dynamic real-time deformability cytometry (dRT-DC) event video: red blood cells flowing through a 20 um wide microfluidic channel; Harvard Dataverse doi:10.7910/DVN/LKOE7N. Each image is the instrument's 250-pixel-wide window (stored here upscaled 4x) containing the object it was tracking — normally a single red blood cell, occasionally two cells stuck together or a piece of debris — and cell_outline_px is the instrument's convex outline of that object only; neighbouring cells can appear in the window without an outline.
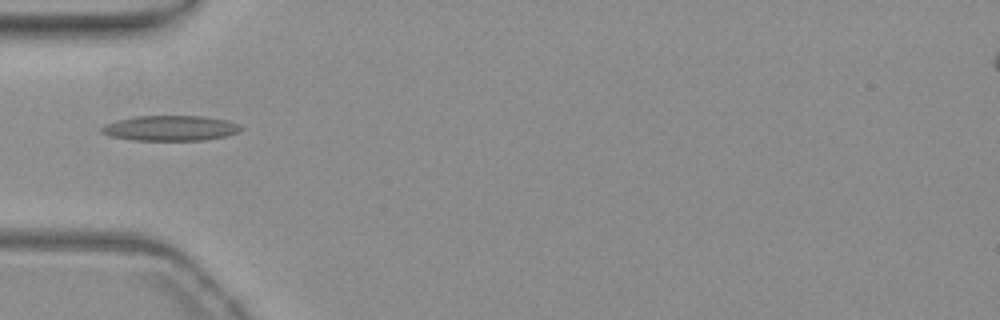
{"species": "common noctule bat (a hibernating species)", "species_latin": "Nyctalus noctula", "temperature_condition": "warm", "stored_images_in_passage": 8, "camera_frame_rate_fps": 3000, "um_per_image_px": 0.085, "animal": {"sex": "female", "body_mass_g": 19.3, "forearm_length_mm": 54.1}, "frame": {"image": 1, "passage_image": 1, "time_ms": 0.0, "image_size_px": [1000, 320], "cell_outline_px": [[244, 128], [240, 132], [228, 136], [204, 140], [136, 140], [108, 136], [100, 132], [100, 128], [104, 124], [116, 120], [136, 116], [204, 116], [228, 120]], "centroid_in_image_um": [14.48, 10.89], "position_along_channel_um": 70.5, "area_um2": 20.69}}
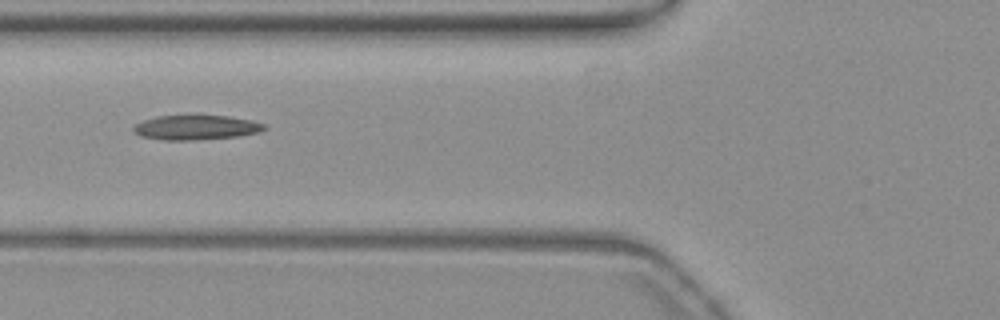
{"frame": {"image": 2, "passage_image": 4, "time_ms": 1.0, "image_size_px": [1000, 320], "cell_outline_px": [[268, 128], [260, 132], [240, 136], [196, 140], [160, 140], [140, 136], [132, 128], [136, 124], [144, 120], [156, 116], [228, 116], [252, 120], [264, 124]], "centroid_in_image_um": [16.69, 10.84], "position_along_channel_um": 109.1, "area_um2": 18.79}}